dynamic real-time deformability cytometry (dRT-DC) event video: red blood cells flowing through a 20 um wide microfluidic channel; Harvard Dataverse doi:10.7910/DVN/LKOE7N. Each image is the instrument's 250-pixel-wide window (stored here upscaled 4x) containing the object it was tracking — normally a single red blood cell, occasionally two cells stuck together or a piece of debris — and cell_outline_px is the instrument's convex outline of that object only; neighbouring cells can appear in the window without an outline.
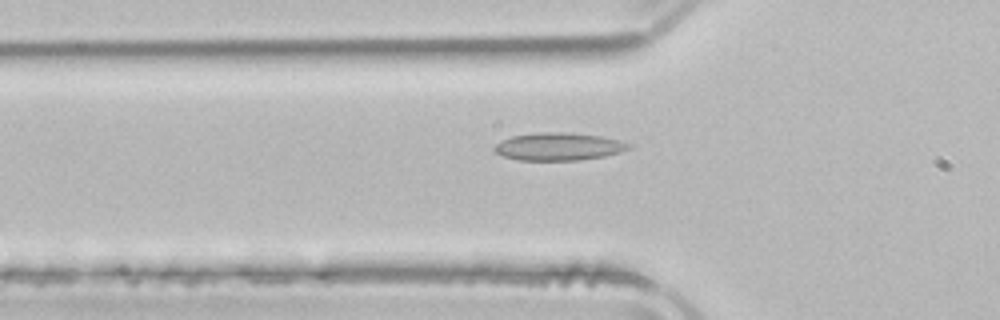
{"species": "common noctule bat (a hibernating species)", "species_latin": "Nyctalus noctula", "temperature_condition": "room temperature", "stored_images_in_passage": 46, "camera_frame_rate_fps": 3000, "um_per_image_px": 0.085, "animal": {"sex": "male", "body_mass_g": 21.5, "forearm_length_mm": 52.0}, "frame": {"image": 1, "passage_image": 17, "time_ms": 5.333, "image_size_px": [1000, 320], "cell_outline_px": [[632, 148], [620, 152], [604, 156], [580, 160], [516, 160], [504, 156], [496, 152], [492, 148], [500, 140], [512, 136], [540, 132], [564, 132], [600, 136], [620, 140], [632, 144]], "centroid_in_image_um": [47.49, 12.46], "position_along_channel_um": 78.3, "area_um2": 21.73}}
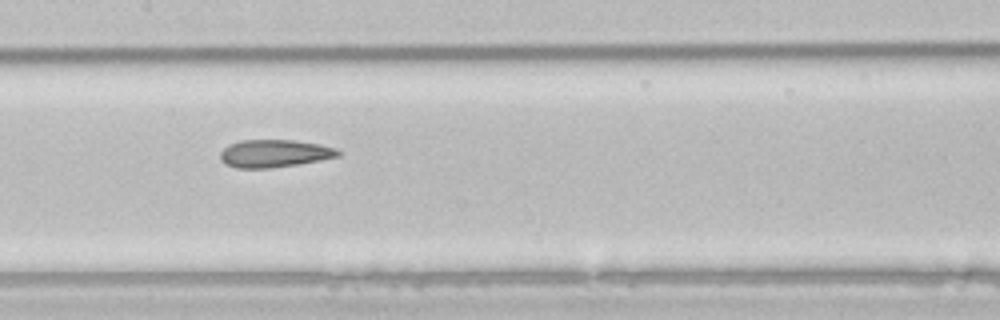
{"frame": {"image": 2, "passage_image": 25, "time_ms": 8.0, "image_size_px": [1000, 320], "cell_outline_px": [[340, 156], [320, 160], [296, 164], [268, 168], [236, 168], [224, 164], [220, 160], [220, 152], [228, 144], [240, 140], [296, 140], [320, 144], [336, 148], [340, 152]], "centroid_in_image_um": [23.29, 13.04], "position_along_channel_um": 184.1, "area_um2": 19.07}}
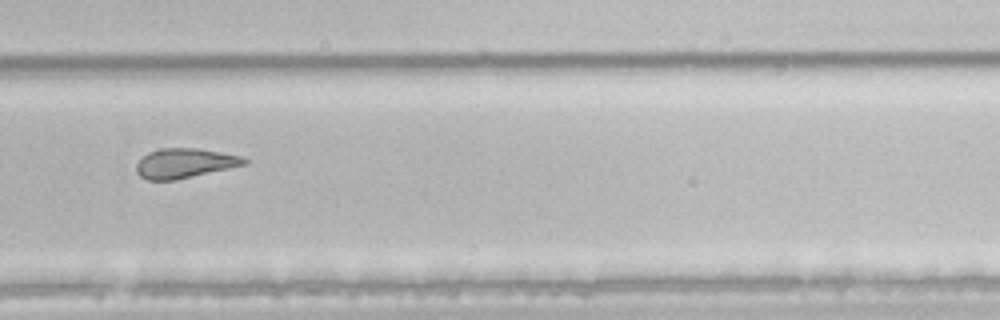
{"frame": {"image": 3, "passage_image": 35, "time_ms": 11.333, "image_size_px": [1000, 320], "cell_outline_px": [[248, 164], [176, 180], [148, 180], [140, 176], [136, 172], [136, 164], [148, 152], [160, 148], [196, 148], [220, 152], [240, 156], [248, 160]], "centroid_in_image_um": [15.69, 13.88], "position_along_channel_um": 314.1, "area_um2": 18.61}}